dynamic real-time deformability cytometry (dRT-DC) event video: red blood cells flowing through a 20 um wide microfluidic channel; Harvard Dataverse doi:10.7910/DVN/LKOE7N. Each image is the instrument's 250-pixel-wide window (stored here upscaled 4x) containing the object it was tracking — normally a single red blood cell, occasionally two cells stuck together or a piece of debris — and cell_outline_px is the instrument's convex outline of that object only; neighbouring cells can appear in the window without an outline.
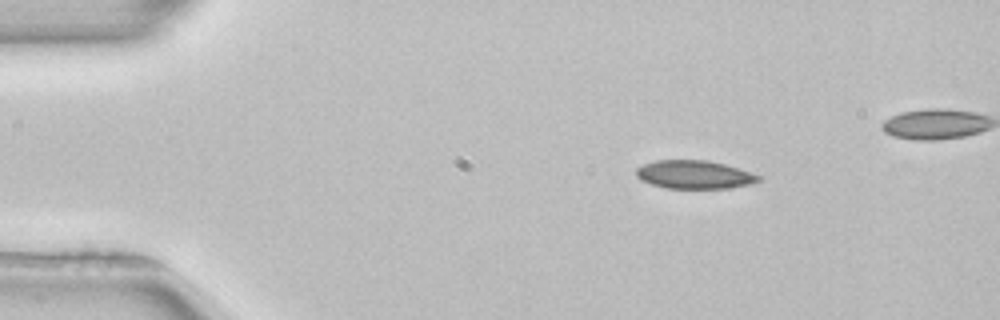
{"species": "common noctule bat (a hibernating species)", "species_latin": "Nyctalus noctula", "temperature_condition": "room temperature", "stored_images_in_passage": 48, "camera_frame_rate_fps": 3000, "um_per_image_px": 0.085, "animal": {"sex": "female", "body_mass_g": 22.7, "forearm_length_mm": 54.2}, "frame": {"image": 1, "passage_image": 8, "time_ms": 2.333, "image_size_px": [1000, 320], "cell_outline_px": [[764, 180], [752, 184], [724, 188], [668, 188], [652, 184], [636, 176], [636, 168], [644, 164], [656, 160], [708, 160], [724, 164], [760, 176]], "centroid_in_image_um": [59.03, 14.84], "position_along_channel_um": 26.0, "area_um2": 19.94}, "authors_computed_cell_mechanics": {"area_um2": 20.519, "velocity_mm_per_s": 3.9501, "shape_relaxation_time_tau1_ms": 8.2743, "shape_relaxation_time_tau2_ms": null, "deformation_change_tau1": 0.1374, "deformation_change_tau2": null}}